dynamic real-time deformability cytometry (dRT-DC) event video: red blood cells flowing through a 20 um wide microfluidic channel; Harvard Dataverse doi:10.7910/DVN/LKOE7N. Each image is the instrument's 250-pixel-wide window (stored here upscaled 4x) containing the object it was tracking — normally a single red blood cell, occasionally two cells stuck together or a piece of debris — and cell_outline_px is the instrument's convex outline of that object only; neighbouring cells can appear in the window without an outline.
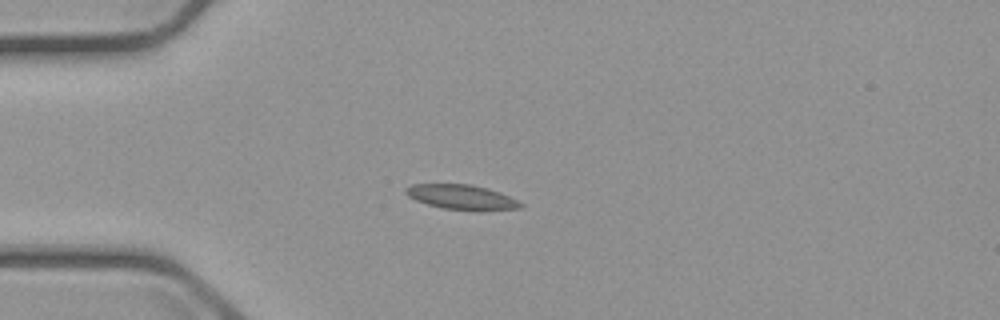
{"species": "common noctule bat (a hibernating species)", "species_latin": "Nyctalus noctula", "temperature_condition": "cold", "stored_images_in_passage": 7, "camera_frame_rate_fps": 3000, "um_per_image_px": 0.085, "animal": {"sex": "male", "body_mass_g": 23.1, "forearm_length_mm": 52.7}, "frame": {"image": 1, "passage_image": 4, "time_ms": 3.667, "image_size_px": [1000, 320], "cell_outline_px": [[524, 204], [520, 208], [476, 212], [444, 208], [428, 204], [416, 200], [408, 196], [404, 192], [404, 188], [412, 184], [472, 184], [488, 188], [500, 192]], "centroid_in_image_um": [39.25, 16.76], "position_along_channel_um": 45.7, "area_um2": 16.82}}
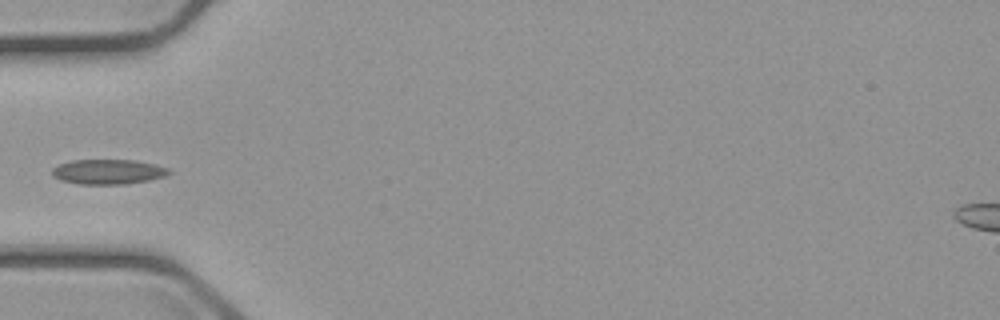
{"frame": {"image": 2, "passage_image": 5, "time_ms": 5.0, "image_size_px": [1000, 320], "cell_outline_px": [[172, 172], [164, 176], [148, 180], [124, 184], [80, 184], [60, 180], [52, 176], [52, 168], [60, 164], [72, 160], [136, 160], [156, 164], [168, 168]], "centroid_in_image_um": [9.19, 14.59], "position_along_channel_um": 75.8, "area_um2": 16.94}}
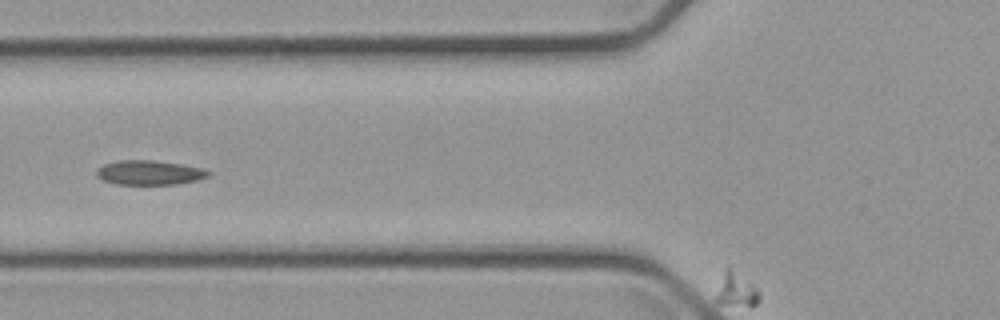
{"frame": {"image": 3, "passage_image": 6, "time_ms": 6.0, "image_size_px": [1000, 320], "cell_outline_px": [[212, 172], [208, 176], [196, 180], [176, 184], [116, 184], [104, 180], [96, 176], [96, 168], [104, 164], [116, 160], [152, 160], [180, 164], [204, 168]], "centroid_in_image_um": [12.68, 14.66], "position_along_channel_um": 113.1, "area_um2": 15.95}}